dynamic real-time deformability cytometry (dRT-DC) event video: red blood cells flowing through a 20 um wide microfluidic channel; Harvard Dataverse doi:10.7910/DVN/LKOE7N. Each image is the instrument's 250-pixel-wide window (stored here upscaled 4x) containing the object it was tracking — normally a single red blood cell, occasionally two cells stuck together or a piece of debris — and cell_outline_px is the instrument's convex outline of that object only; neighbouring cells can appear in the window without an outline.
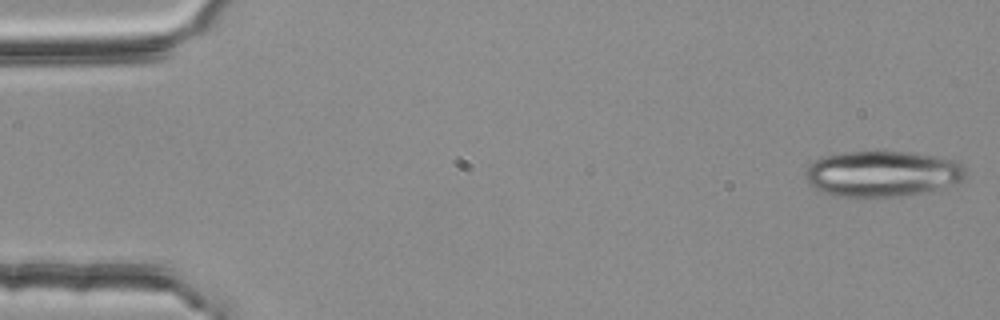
{"species": "common noctule bat (a hibernating species)", "species_latin": "Nyctalus noctula", "temperature_condition": "room temperature", "stored_images_in_passage": 11, "camera_frame_rate_fps": 3000, "um_per_image_px": 0.085, "animal": {"sex": "female", "body_mass_g": 25.1}, "frame": {"image": 1, "passage_image": 1, "time_ms": 0.0, "image_size_px": [1000, 320], "cell_outline_px": [[964, 176], [960, 180], [944, 188], [908, 196], [836, 196], [820, 192], [804, 176], [804, 172], [808, 164], [820, 156], [848, 152], [904, 152], [936, 156], [960, 160], [964, 164]], "centroid_in_image_um": [75.0, 14.76], "position_along_channel_um": 10.0, "area_um2": 42.95}}